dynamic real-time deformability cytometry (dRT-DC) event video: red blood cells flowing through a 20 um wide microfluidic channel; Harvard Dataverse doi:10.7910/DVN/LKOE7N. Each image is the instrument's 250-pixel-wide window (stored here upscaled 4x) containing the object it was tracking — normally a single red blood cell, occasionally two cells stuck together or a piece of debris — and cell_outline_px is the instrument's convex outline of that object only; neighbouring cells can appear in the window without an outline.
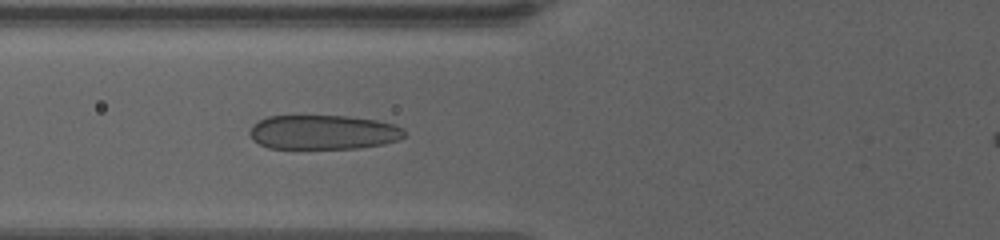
{"species": "human", "species_latin": "Homo sapiens", "temperature_condition": "warm", "stored_images_in_passage": 51, "camera_frame_rate_fps": 3000, "um_per_image_px": 0.085, "donor": {"sex": "female"}, "frame": {"image": 1, "passage_image": 16, "time_ms": 5.0, "image_size_px": [1000, 240], "cell_outline_px": [[404, 136], [396, 140], [384, 144], [360, 148], [268, 148], [252, 140], [248, 132], [252, 124], [268, 116], [348, 116], [376, 120], [392, 124], [404, 128]], "centroid_in_image_um": [27.44, 11.24], "position_along_channel_um": 98.4, "area_um2": 31.04}}
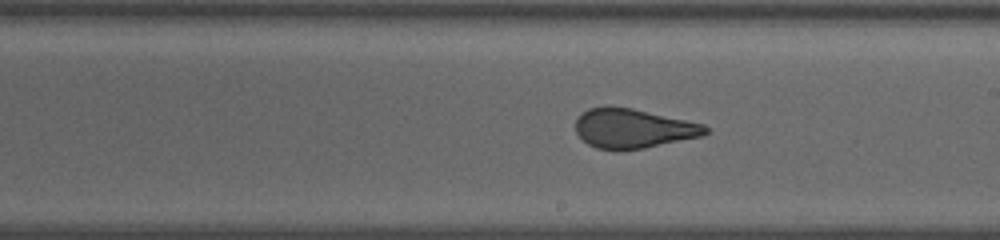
{"frame": {"image": 2, "passage_image": 28, "time_ms": 9.0, "image_size_px": [1000, 240], "cell_outline_px": [[708, 132], [704, 136], [644, 148], [596, 148], [588, 144], [576, 132], [576, 120], [588, 108], [632, 108], [704, 124], [708, 128]], "centroid_in_image_um": [53.88, 10.92], "position_along_channel_um": 235.1, "area_um2": 28.96}}
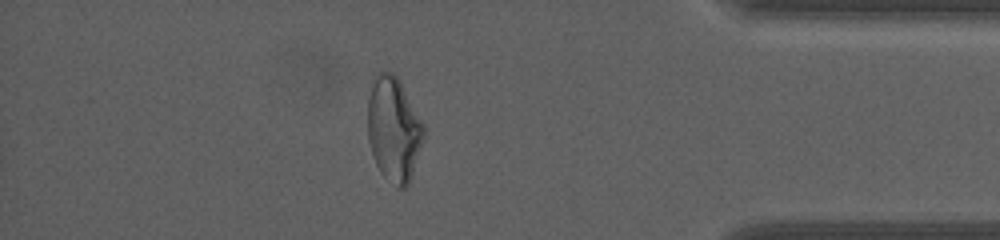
{"frame": {"image": 3, "passage_image": 45, "time_ms": 14.667, "image_size_px": [1000, 240], "cell_outline_px": [[424, 140], [408, 184], [404, 188], [396, 188], [380, 172], [376, 164], [368, 140], [368, 96], [376, 72], [392, 72], [400, 80], [424, 124]], "centroid_in_image_um": [33.47, 10.97], "position_along_channel_um": 401.7, "area_um2": 34.16}}